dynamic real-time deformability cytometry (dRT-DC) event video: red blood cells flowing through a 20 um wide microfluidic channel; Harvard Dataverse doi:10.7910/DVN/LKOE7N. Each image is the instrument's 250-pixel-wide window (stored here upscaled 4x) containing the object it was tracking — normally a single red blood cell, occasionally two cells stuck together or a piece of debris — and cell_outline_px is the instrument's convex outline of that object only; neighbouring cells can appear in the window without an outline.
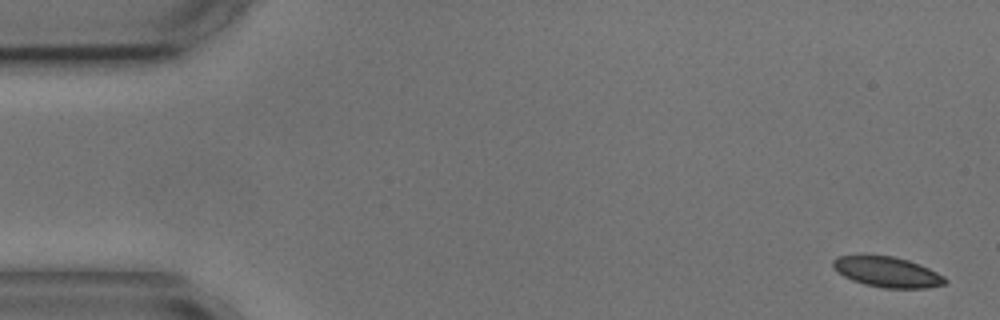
{"species": "common noctule bat (a hibernating species)", "species_latin": "Nyctalus noctula", "temperature_condition": "cold", "stored_images_in_passage": 6, "camera_frame_rate_fps": 3000, "um_per_image_px": 0.085, "animal": {"sex": "male", "body_mass_g": 17.9, "forearm_length_mm": 54.2}, "frame": {"image": 1, "passage_image": 1, "time_ms": 0.0, "image_size_px": [1000, 320], "cell_outline_px": [[948, 280], [944, 284], [924, 288], [884, 288], [864, 284], [852, 280], [836, 272], [832, 264], [832, 260], [836, 256], [892, 256], [908, 260], [920, 264], [944, 276]], "centroid_in_image_um": [75.4, 23.12], "position_along_channel_um": 9.6, "area_um2": 19.71}}
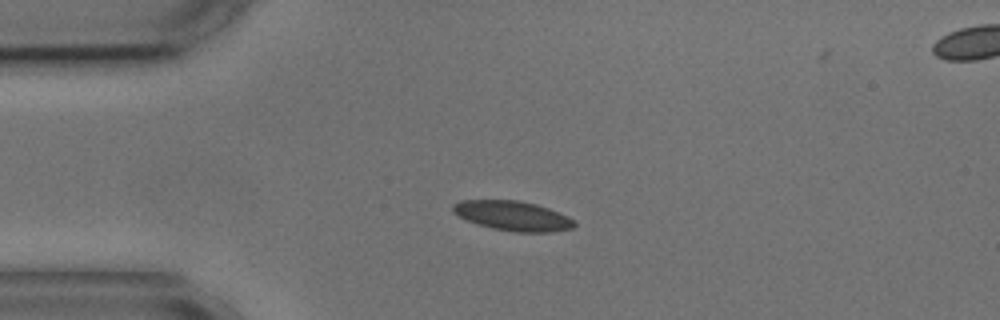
{"frame": {"image": 2, "passage_image": 4, "time_ms": 3.667, "image_size_px": [1000, 320], "cell_outline_px": [[576, 224], [572, 228], [552, 232], [516, 232], [492, 228], [476, 224], [452, 212], [452, 204], [460, 200], [516, 200], [536, 204], [548, 208], [568, 216]], "centroid_in_image_um": [43.56, 18.34], "position_along_channel_um": 41.4, "area_um2": 20.92}}